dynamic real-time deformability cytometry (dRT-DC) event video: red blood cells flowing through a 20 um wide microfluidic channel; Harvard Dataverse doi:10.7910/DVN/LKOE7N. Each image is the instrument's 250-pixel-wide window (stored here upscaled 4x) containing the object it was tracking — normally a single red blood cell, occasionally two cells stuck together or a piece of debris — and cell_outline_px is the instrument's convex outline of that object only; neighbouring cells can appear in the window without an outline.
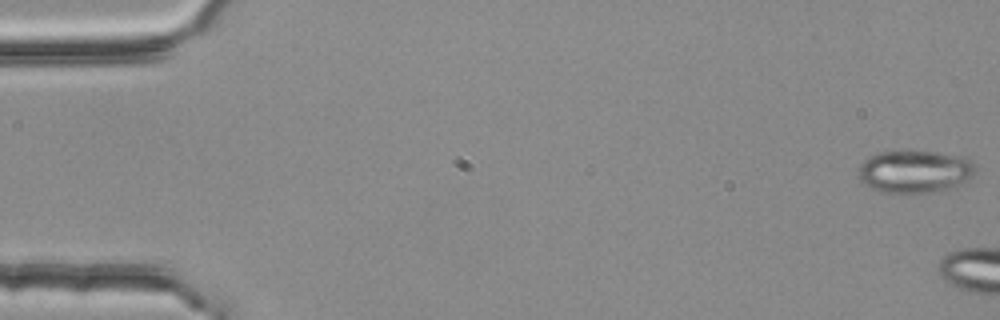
{"species": "common noctule bat (a hibernating species)", "species_latin": "Nyctalus noctula", "temperature_condition": "room temperature", "stored_images_in_passage": 6, "camera_frame_rate_fps": 3000, "um_per_image_px": 0.085, "animal": {"sex": "female", "body_mass_g": 25.1}, "frame": {"image": 1, "passage_image": 1, "time_ms": 0.0, "image_size_px": [1000, 320], "cell_outline_px": [[976, 168], [968, 184], [908, 196], [884, 192], [868, 188], [860, 180], [860, 164], [864, 160], [880, 152], [936, 152], [964, 156], [972, 160], [976, 164]], "centroid_in_image_um": [77.82, 14.62], "position_along_channel_um": 7.2, "area_um2": 29.59}}